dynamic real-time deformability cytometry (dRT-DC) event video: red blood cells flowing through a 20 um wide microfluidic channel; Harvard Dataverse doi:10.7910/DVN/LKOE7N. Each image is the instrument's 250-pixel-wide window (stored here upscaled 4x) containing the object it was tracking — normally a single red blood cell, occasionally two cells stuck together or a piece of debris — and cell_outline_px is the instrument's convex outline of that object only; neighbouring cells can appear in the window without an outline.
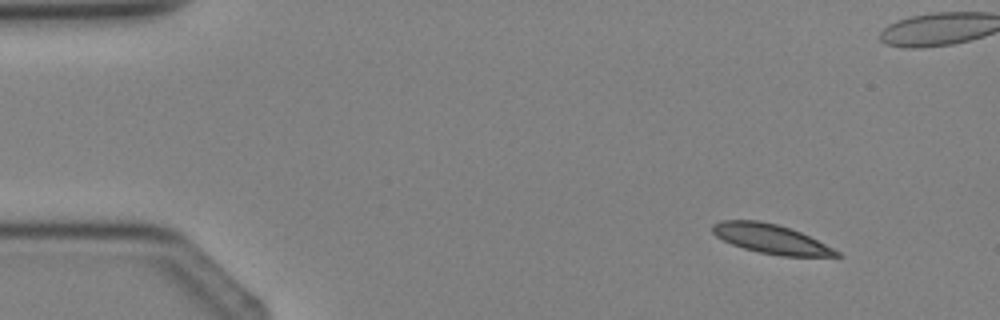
{"species": "Egyptian fruit bat (a non-hibernating species)", "species_latin": "Rousettus aegyptiacus", "temperature_condition": "cold", "stored_images_in_passage": 3, "camera_frame_rate_fps": 3000, "um_per_image_px": 0.085, "animal": {"sex": "female"}, "frame": {"image": 1, "passage_image": 1, "time_ms": 0.0, "image_size_px": [1000, 320], "cell_outline_px": [[844, 256], [780, 256], [760, 252], [744, 248], [732, 244], [716, 236], [712, 232], [712, 224], [720, 220], [760, 220], [776, 224], [800, 232], [840, 252]], "centroid_in_image_um": [65.49, 20.3], "position_along_channel_um": 19.5, "area_um2": 20.92}}